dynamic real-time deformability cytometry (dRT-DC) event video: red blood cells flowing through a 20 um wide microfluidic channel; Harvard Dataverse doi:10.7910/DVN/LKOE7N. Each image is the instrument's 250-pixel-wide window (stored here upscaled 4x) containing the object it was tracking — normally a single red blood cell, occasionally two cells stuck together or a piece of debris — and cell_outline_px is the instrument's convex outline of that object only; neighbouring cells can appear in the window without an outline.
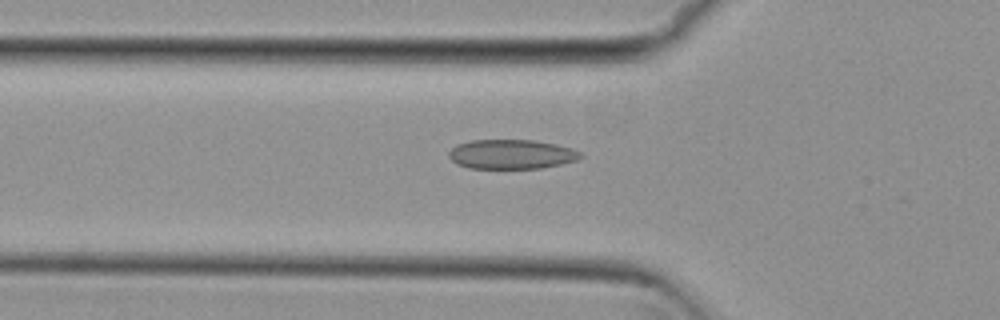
{"species": "common noctule bat (a hibernating species)", "species_latin": "Nyctalus noctula", "temperature_condition": "cold", "stored_images_in_passage": 52, "camera_frame_rate_fps": 3000, "um_per_image_px": 0.085, "animal": {"sex": "female", "body_mass_g": 29.2, "forearm_length_mm": 56.3}, "frame": {"image": 1, "passage_image": 17, "time_ms": 5.333, "image_size_px": [1000, 320], "cell_outline_px": [[584, 156], [576, 160], [560, 164], [540, 168], [468, 168], [456, 164], [448, 156], [448, 152], [456, 144], [472, 140], [536, 140], [556, 144], [572, 148], [580, 152]], "centroid_in_image_um": [43.46, 13.1], "position_along_channel_um": 82.3, "area_um2": 22.66}}
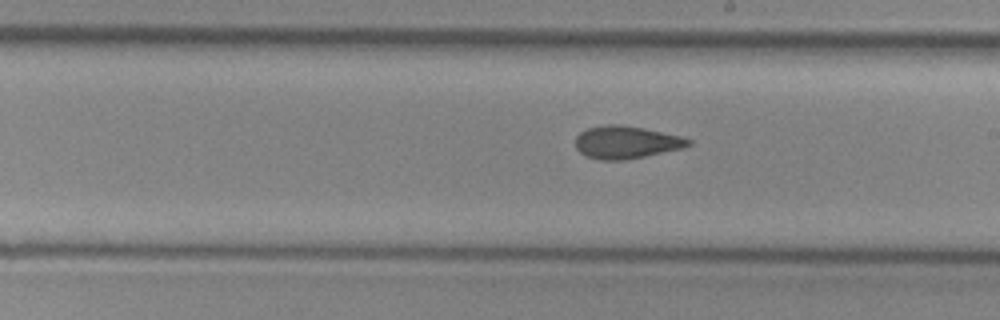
{"frame": {"image": 2, "passage_image": 29, "time_ms": 9.333, "image_size_px": [1000, 320], "cell_outline_px": [[692, 144], [684, 148], [624, 160], [600, 160], [584, 156], [576, 148], [576, 136], [580, 132], [588, 128], [604, 124], [616, 124], [644, 128], [680, 136], [692, 140]], "centroid_in_image_um": [53.21, 12.09], "position_along_channel_um": 235.8, "area_um2": 21.5}}
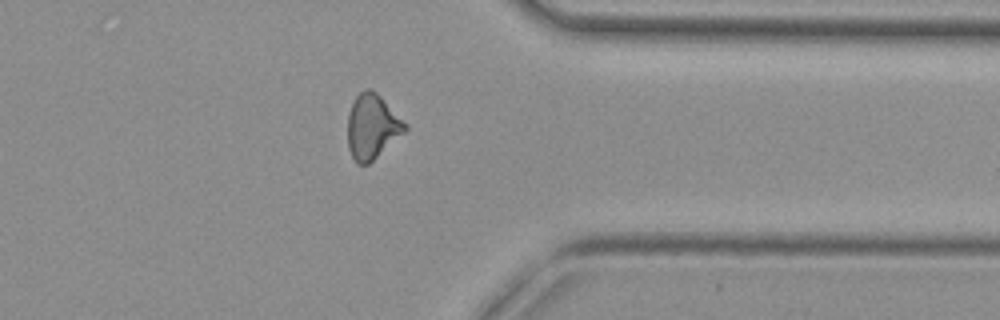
{"frame": {"image": 3, "passage_image": 41, "time_ms": 13.333, "image_size_px": [1000, 320], "cell_outline_px": [[408, 128], [404, 132], [368, 164], [356, 164], [348, 148], [348, 112], [356, 96], [364, 88], [372, 88], [408, 124]], "centroid_in_image_um": [31.62, 10.74], "position_along_channel_um": 379.8, "area_um2": 21.5}, "authors_computed_cell_mechanics": {"area_um2": 21.7617, "velocity_mm_per_s": 3.8192, "shape_relaxation_time_tau1_ms": null, "shape_relaxation_time_tau2_ms": 2.6604, "deformation_change_tau1": null, "deformation_change_tau2": 0.0885}}